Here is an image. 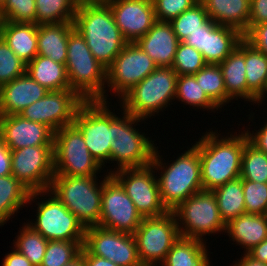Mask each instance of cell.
Returning a JSON list of instances; mask_svg holds the SVG:
<instances>
[{
  "instance_id": "11",
  "label": "cell",
  "mask_w": 267,
  "mask_h": 266,
  "mask_svg": "<svg viewBox=\"0 0 267 266\" xmlns=\"http://www.w3.org/2000/svg\"><path fill=\"white\" fill-rule=\"evenodd\" d=\"M133 235L142 266H157L158 263L160 265L180 237L177 220L172 211L160 217L143 218Z\"/></svg>"
},
{
  "instance_id": "33",
  "label": "cell",
  "mask_w": 267,
  "mask_h": 266,
  "mask_svg": "<svg viewBox=\"0 0 267 266\" xmlns=\"http://www.w3.org/2000/svg\"><path fill=\"white\" fill-rule=\"evenodd\" d=\"M225 224L246 213L243 180L239 177L212 190Z\"/></svg>"
},
{
  "instance_id": "29",
  "label": "cell",
  "mask_w": 267,
  "mask_h": 266,
  "mask_svg": "<svg viewBox=\"0 0 267 266\" xmlns=\"http://www.w3.org/2000/svg\"><path fill=\"white\" fill-rule=\"evenodd\" d=\"M44 194L45 191L30 192L13 175L0 177V226L4 225L22 206L31 204Z\"/></svg>"
},
{
  "instance_id": "2",
  "label": "cell",
  "mask_w": 267,
  "mask_h": 266,
  "mask_svg": "<svg viewBox=\"0 0 267 266\" xmlns=\"http://www.w3.org/2000/svg\"><path fill=\"white\" fill-rule=\"evenodd\" d=\"M73 24L95 59L106 69L128 43L108 4L77 7Z\"/></svg>"
},
{
  "instance_id": "47",
  "label": "cell",
  "mask_w": 267,
  "mask_h": 266,
  "mask_svg": "<svg viewBox=\"0 0 267 266\" xmlns=\"http://www.w3.org/2000/svg\"><path fill=\"white\" fill-rule=\"evenodd\" d=\"M263 22H267V0H250L248 30Z\"/></svg>"
},
{
  "instance_id": "27",
  "label": "cell",
  "mask_w": 267,
  "mask_h": 266,
  "mask_svg": "<svg viewBox=\"0 0 267 266\" xmlns=\"http://www.w3.org/2000/svg\"><path fill=\"white\" fill-rule=\"evenodd\" d=\"M37 33L38 25L35 23L4 21L0 30L3 40L26 64L38 55Z\"/></svg>"
},
{
  "instance_id": "44",
  "label": "cell",
  "mask_w": 267,
  "mask_h": 266,
  "mask_svg": "<svg viewBox=\"0 0 267 266\" xmlns=\"http://www.w3.org/2000/svg\"><path fill=\"white\" fill-rule=\"evenodd\" d=\"M243 192L246 213L266 215L267 183L243 180Z\"/></svg>"
},
{
  "instance_id": "57",
  "label": "cell",
  "mask_w": 267,
  "mask_h": 266,
  "mask_svg": "<svg viewBox=\"0 0 267 266\" xmlns=\"http://www.w3.org/2000/svg\"><path fill=\"white\" fill-rule=\"evenodd\" d=\"M3 23H4V20H3V15H2V12H1V7H0V30L3 26Z\"/></svg>"
},
{
  "instance_id": "24",
  "label": "cell",
  "mask_w": 267,
  "mask_h": 266,
  "mask_svg": "<svg viewBox=\"0 0 267 266\" xmlns=\"http://www.w3.org/2000/svg\"><path fill=\"white\" fill-rule=\"evenodd\" d=\"M202 3L213 22L243 35L248 31L250 0H204Z\"/></svg>"
},
{
  "instance_id": "34",
  "label": "cell",
  "mask_w": 267,
  "mask_h": 266,
  "mask_svg": "<svg viewBox=\"0 0 267 266\" xmlns=\"http://www.w3.org/2000/svg\"><path fill=\"white\" fill-rule=\"evenodd\" d=\"M194 76L202 90L205 91L219 109L231 102L232 99L227 95L223 73L219 65L206 64Z\"/></svg>"
},
{
  "instance_id": "1",
  "label": "cell",
  "mask_w": 267,
  "mask_h": 266,
  "mask_svg": "<svg viewBox=\"0 0 267 266\" xmlns=\"http://www.w3.org/2000/svg\"><path fill=\"white\" fill-rule=\"evenodd\" d=\"M236 134L222 138L218 132L209 131L193 144L199 151L203 190L212 191L240 177L244 131Z\"/></svg>"
},
{
  "instance_id": "59",
  "label": "cell",
  "mask_w": 267,
  "mask_h": 266,
  "mask_svg": "<svg viewBox=\"0 0 267 266\" xmlns=\"http://www.w3.org/2000/svg\"><path fill=\"white\" fill-rule=\"evenodd\" d=\"M197 2H199V3H202L204 0H196Z\"/></svg>"
},
{
  "instance_id": "46",
  "label": "cell",
  "mask_w": 267,
  "mask_h": 266,
  "mask_svg": "<svg viewBox=\"0 0 267 266\" xmlns=\"http://www.w3.org/2000/svg\"><path fill=\"white\" fill-rule=\"evenodd\" d=\"M243 38L253 47L267 55V22L251 27Z\"/></svg>"
},
{
  "instance_id": "20",
  "label": "cell",
  "mask_w": 267,
  "mask_h": 266,
  "mask_svg": "<svg viewBox=\"0 0 267 266\" xmlns=\"http://www.w3.org/2000/svg\"><path fill=\"white\" fill-rule=\"evenodd\" d=\"M0 138L11 150L54 145V132L48 126L24 119L19 114L1 115Z\"/></svg>"
},
{
  "instance_id": "41",
  "label": "cell",
  "mask_w": 267,
  "mask_h": 266,
  "mask_svg": "<svg viewBox=\"0 0 267 266\" xmlns=\"http://www.w3.org/2000/svg\"><path fill=\"white\" fill-rule=\"evenodd\" d=\"M206 64L203 55L196 48L180 42L171 68L178 75H194Z\"/></svg>"
},
{
  "instance_id": "48",
  "label": "cell",
  "mask_w": 267,
  "mask_h": 266,
  "mask_svg": "<svg viewBox=\"0 0 267 266\" xmlns=\"http://www.w3.org/2000/svg\"><path fill=\"white\" fill-rule=\"evenodd\" d=\"M248 131L249 130L245 131L248 141L257 149L267 154V122H265L264 126L258 129V131L255 130V133L254 131H252V133Z\"/></svg>"
},
{
  "instance_id": "8",
  "label": "cell",
  "mask_w": 267,
  "mask_h": 266,
  "mask_svg": "<svg viewBox=\"0 0 267 266\" xmlns=\"http://www.w3.org/2000/svg\"><path fill=\"white\" fill-rule=\"evenodd\" d=\"M172 212L177 220L180 237L206 242L202 238L204 235L226 232V224L211 190H201L189 196Z\"/></svg>"
},
{
  "instance_id": "40",
  "label": "cell",
  "mask_w": 267,
  "mask_h": 266,
  "mask_svg": "<svg viewBox=\"0 0 267 266\" xmlns=\"http://www.w3.org/2000/svg\"><path fill=\"white\" fill-rule=\"evenodd\" d=\"M84 241H48L41 266H65L76 257Z\"/></svg>"
},
{
  "instance_id": "32",
  "label": "cell",
  "mask_w": 267,
  "mask_h": 266,
  "mask_svg": "<svg viewBox=\"0 0 267 266\" xmlns=\"http://www.w3.org/2000/svg\"><path fill=\"white\" fill-rule=\"evenodd\" d=\"M206 242L179 237L161 266H211Z\"/></svg>"
},
{
  "instance_id": "10",
  "label": "cell",
  "mask_w": 267,
  "mask_h": 266,
  "mask_svg": "<svg viewBox=\"0 0 267 266\" xmlns=\"http://www.w3.org/2000/svg\"><path fill=\"white\" fill-rule=\"evenodd\" d=\"M55 175L96 176L102 166L90 154L81 131L74 125L54 133Z\"/></svg>"
},
{
  "instance_id": "43",
  "label": "cell",
  "mask_w": 267,
  "mask_h": 266,
  "mask_svg": "<svg viewBox=\"0 0 267 266\" xmlns=\"http://www.w3.org/2000/svg\"><path fill=\"white\" fill-rule=\"evenodd\" d=\"M1 12L4 21L36 24L35 0H6Z\"/></svg>"
},
{
  "instance_id": "23",
  "label": "cell",
  "mask_w": 267,
  "mask_h": 266,
  "mask_svg": "<svg viewBox=\"0 0 267 266\" xmlns=\"http://www.w3.org/2000/svg\"><path fill=\"white\" fill-rule=\"evenodd\" d=\"M242 39L243 34L238 30L219 25L210 20L205 25L203 58L207 64L219 65L238 46Z\"/></svg>"
},
{
  "instance_id": "25",
  "label": "cell",
  "mask_w": 267,
  "mask_h": 266,
  "mask_svg": "<svg viewBox=\"0 0 267 266\" xmlns=\"http://www.w3.org/2000/svg\"><path fill=\"white\" fill-rule=\"evenodd\" d=\"M225 233L247 253L267 238V217L249 213L239 215L226 224Z\"/></svg>"
},
{
  "instance_id": "58",
  "label": "cell",
  "mask_w": 267,
  "mask_h": 266,
  "mask_svg": "<svg viewBox=\"0 0 267 266\" xmlns=\"http://www.w3.org/2000/svg\"><path fill=\"white\" fill-rule=\"evenodd\" d=\"M6 0H0V7L3 6V4L5 3Z\"/></svg>"
},
{
  "instance_id": "7",
  "label": "cell",
  "mask_w": 267,
  "mask_h": 266,
  "mask_svg": "<svg viewBox=\"0 0 267 266\" xmlns=\"http://www.w3.org/2000/svg\"><path fill=\"white\" fill-rule=\"evenodd\" d=\"M108 104V100L85 101L73 122L81 131L90 154L103 167L105 162L110 163V147L116 138V113L111 112Z\"/></svg>"
},
{
  "instance_id": "26",
  "label": "cell",
  "mask_w": 267,
  "mask_h": 266,
  "mask_svg": "<svg viewBox=\"0 0 267 266\" xmlns=\"http://www.w3.org/2000/svg\"><path fill=\"white\" fill-rule=\"evenodd\" d=\"M74 29L73 22L38 25V55L65 64L67 45L70 32Z\"/></svg>"
},
{
  "instance_id": "49",
  "label": "cell",
  "mask_w": 267,
  "mask_h": 266,
  "mask_svg": "<svg viewBox=\"0 0 267 266\" xmlns=\"http://www.w3.org/2000/svg\"><path fill=\"white\" fill-rule=\"evenodd\" d=\"M12 175L11 149L0 138V177Z\"/></svg>"
},
{
  "instance_id": "15",
  "label": "cell",
  "mask_w": 267,
  "mask_h": 266,
  "mask_svg": "<svg viewBox=\"0 0 267 266\" xmlns=\"http://www.w3.org/2000/svg\"><path fill=\"white\" fill-rule=\"evenodd\" d=\"M143 217L135 208L121 184L108 172L104 177L101 216V227L134 234Z\"/></svg>"
},
{
  "instance_id": "51",
  "label": "cell",
  "mask_w": 267,
  "mask_h": 266,
  "mask_svg": "<svg viewBox=\"0 0 267 266\" xmlns=\"http://www.w3.org/2000/svg\"><path fill=\"white\" fill-rule=\"evenodd\" d=\"M204 40L205 25L202 27V30H197L193 33H190L189 36L183 42L196 48L202 54L204 52Z\"/></svg>"
},
{
  "instance_id": "6",
  "label": "cell",
  "mask_w": 267,
  "mask_h": 266,
  "mask_svg": "<svg viewBox=\"0 0 267 266\" xmlns=\"http://www.w3.org/2000/svg\"><path fill=\"white\" fill-rule=\"evenodd\" d=\"M178 74L171 67H157L120 99L124 111L146 120L175 100Z\"/></svg>"
},
{
  "instance_id": "9",
  "label": "cell",
  "mask_w": 267,
  "mask_h": 266,
  "mask_svg": "<svg viewBox=\"0 0 267 266\" xmlns=\"http://www.w3.org/2000/svg\"><path fill=\"white\" fill-rule=\"evenodd\" d=\"M122 111V118L116 115V138L111 143L110 161H117V170L151 165L156 150L154 141L135 128L144 119Z\"/></svg>"
},
{
  "instance_id": "19",
  "label": "cell",
  "mask_w": 267,
  "mask_h": 266,
  "mask_svg": "<svg viewBox=\"0 0 267 266\" xmlns=\"http://www.w3.org/2000/svg\"><path fill=\"white\" fill-rule=\"evenodd\" d=\"M107 4L127 42H136L157 21L152 0H110Z\"/></svg>"
},
{
  "instance_id": "17",
  "label": "cell",
  "mask_w": 267,
  "mask_h": 266,
  "mask_svg": "<svg viewBox=\"0 0 267 266\" xmlns=\"http://www.w3.org/2000/svg\"><path fill=\"white\" fill-rule=\"evenodd\" d=\"M157 67L136 42H128L106 70L107 87L121 99Z\"/></svg>"
},
{
  "instance_id": "4",
  "label": "cell",
  "mask_w": 267,
  "mask_h": 266,
  "mask_svg": "<svg viewBox=\"0 0 267 266\" xmlns=\"http://www.w3.org/2000/svg\"><path fill=\"white\" fill-rule=\"evenodd\" d=\"M66 72L70 89L85 101L106 102V68L93 56L84 37L73 29L68 38Z\"/></svg>"
},
{
  "instance_id": "13",
  "label": "cell",
  "mask_w": 267,
  "mask_h": 266,
  "mask_svg": "<svg viewBox=\"0 0 267 266\" xmlns=\"http://www.w3.org/2000/svg\"><path fill=\"white\" fill-rule=\"evenodd\" d=\"M43 201L36 203V221L27 223L48 241H84L86 228L49 190Z\"/></svg>"
},
{
  "instance_id": "35",
  "label": "cell",
  "mask_w": 267,
  "mask_h": 266,
  "mask_svg": "<svg viewBox=\"0 0 267 266\" xmlns=\"http://www.w3.org/2000/svg\"><path fill=\"white\" fill-rule=\"evenodd\" d=\"M242 180L267 183V154L252 145L244 132V150L241 158Z\"/></svg>"
},
{
  "instance_id": "5",
  "label": "cell",
  "mask_w": 267,
  "mask_h": 266,
  "mask_svg": "<svg viewBox=\"0 0 267 266\" xmlns=\"http://www.w3.org/2000/svg\"><path fill=\"white\" fill-rule=\"evenodd\" d=\"M97 177L54 175L49 187L85 228L97 226L100 221L104 179L99 185Z\"/></svg>"
},
{
  "instance_id": "16",
  "label": "cell",
  "mask_w": 267,
  "mask_h": 266,
  "mask_svg": "<svg viewBox=\"0 0 267 266\" xmlns=\"http://www.w3.org/2000/svg\"><path fill=\"white\" fill-rule=\"evenodd\" d=\"M85 100L73 89L49 91L43 98L23 109L24 119L48 126L54 133L72 125Z\"/></svg>"
},
{
  "instance_id": "45",
  "label": "cell",
  "mask_w": 267,
  "mask_h": 266,
  "mask_svg": "<svg viewBox=\"0 0 267 266\" xmlns=\"http://www.w3.org/2000/svg\"><path fill=\"white\" fill-rule=\"evenodd\" d=\"M152 3L156 20L170 22L198 2L196 0H152Z\"/></svg>"
},
{
  "instance_id": "30",
  "label": "cell",
  "mask_w": 267,
  "mask_h": 266,
  "mask_svg": "<svg viewBox=\"0 0 267 266\" xmlns=\"http://www.w3.org/2000/svg\"><path fill=\"white\" fill-rule=\"evenodd\" d=\"M227 95L233 100H247V80L245 71V39L219 64Z\"/></svg>"
},
{
  "instance_id": "18",
  "label": "cell",
  "mask_w": 267,
  "mask_h": 266,
  "mask_svg": "<svg viewBox=\"0 0 267 266\" xmlns=\"http://www.w3.org/2000/svg\"><path fill=\"white\" fill-rule=\"evenodd\" d=\"M82 248L90 255L108 259L119 266H142L133 234L98 225L87 227Z\"/></svg>"
},
{
  "instance_id": "53",
  "label": "cell",
  "mask_w": 267,
  "mask_h": 266,
  "mask_svg": "<svg viewBox=\"0 0 267 266\" xmlns=\"http://www.w3.org/2000/svg\"><path fill=\"white\" fill-rule=\"evenodd\" d=\"M85 266H119L112 261L95 255H90L84 250Z\"/></svg>"
},
{
  "instance_id": "42",
  "label": "cell",
  "mask_w": 267,
  "mask_h": 266,
  "mask_svg": "<svg viewBox=\"0 0 267 266\" xmlns=\"http://www.w3.org/2000/svg\"><path fill=\"white\" fill-rule=\"evenodd\" d=\"M26 73L24 63L0 36V87Z\"/></svg>"
},
{
  "instance_id": "56",
  "label": "cell",
  "mask_w": 267,
  "mask_h": 266,
  "mask_svg": "<svg viewBox=\"0 0 267 266\" xmlns=\"http://www.w3.org/2000/svg\"><path fill=\"white\" fill-rule=\"evenodd\" d=\"M65 266H85L84 249L82 248L80 253Z\"/></svg>"
},
{
  "instance_id": "39",
  "label": "cell",
  "mask_w": 267,
  "mask_h": 266,
  "mask_svg": "<svg viewBox=\"0 0 267 266\" xmlns=\"http://www.w3.org/2000/svg\"><path fill=\"white\" fill-rule=\"evenodd\" d=\"M210 20L204 4L198 2L192 8L172 19L170 24L179 41L183 42L190 33L202 30V27Z\"/></svg>"
},
{
  "instance_id": "21",
  "label": "cell",
  "mask_w": 267,
  "mask_h": 266,
  "mask_svg": "<svg viewBox=\"0 0 267 266\" xmlns=\"http://www.w3.org/2000/svg\"><path fill=\"white\" fill-rule=\"evenodd\" d=\"M48 92L49 90L25 73L0 87L1 115L19 114Z\"/></svg>"
},
{
  "instance_id": "50",
  "label": "cell",
  "mask_w": 267,
  "mask_h": 266,
  "mask_svg": "<svg viewBox=\"0 0 267 266\" xmlns=\"http://www.w3.org/2000/svg\"><path fill=\"white\" fill-rule=\"evenodd\" d=\"M10 253H7L3 259L2 266H33L31 262L15 248H12Z\"/></svg>"
},
{
  "instance_id": "31",
  "label": "cell",
  "mask_w": 267,
  "mask_h": 266,
  "mask_svg": "<svg viewBox=\"0 0 267 266\" xmlns=\"http://www.w3.org/2000/svg\"><path fill=\"white\" fill-rule=\"evenodd\" d=\"M26 73L49 91L70 89L65 64L37 55L26 64Z\"/></svg>"
},
{
  "instance_id": "38",
  "label": "cell",
  "mask_w": 267,
  "mask_h": 266,
  "mask_svg": "<svg viewBox=\"0 0 267 266\" xmlns=\"http://www.w3.org/2000/svg\"><path fill=\"white\" fill-rule=\"evenodd\" d=\"M175 98L186 105L203 108L202 110L213 111L219 108L202 90L194 75H178Z\"/></svg>"
},
{
  "instance_id": "12",
  "label": "cell",
  "mask_w": 267,
  "mask_h": 266,
  "mask_svg": "<svg viewBox=\"0 0 267 266\" xmlns=\"http://www.w3.org/2000/svg\"><path fill=\"white\" fill-rule=\"evenodd\" d=\"M123 187L143 218L160 217L168 210L162 204L158 177L152 165L109 172Z\"/></svg>"
},
{
  "instance_id": "54",
  "label": "cell",
  "mask_w": 267,
  "mask_h": 266,
  "mask_svg": "<svg viewBox=\"0 0 267 266\" xmlns=\"http://www.w3.org/2000/svg\"><path fill=\"white\" fill-rule=\"evenodd\" d=\"M233 266H267V264L254 259L245 252L240 260H238L237 262L235 261V264Z\"/></svg>"
},
{
  "instance_id": "3",
  "label": "cell",
  "mask_w": 267,
  "mask_h": 266,
  "mask_svg": "<svg viewBox=\"0 0 267 266\" xmlns=\"http://www.w3.org/2000/svg\"><path fill=\"white\" fill-rule=\"evenodd\" d=\"M157 148L151 165L154 170L161 171L157 179L162 204L168 211H173L189 196L203 190L199 151L192 145L175 161L166 165Z\"/></svg>"
},
{
  "instance_id": "52",
  "label": "cell",
  "mask_w": 267,
  "mask_h": 266,
  "mask_svg": "<svg viewBox=\"0 0 267 266\" xmlns=\"http://www.w3.org/2000/svg\"><path fill=\"white\" fill-rule=\"evenodd\" d=\"M254 259L267 264V238L247 252Z\"/></svg>"
},
{
  "instance_id": "55",
  "label": "cell",
  "mask_w": 267,
  "mask_h": 266,
  "mask_svg": "<svg viewBox=\"0 0 267 266\" xmlns=\"http://www.w3.org/2000/svg\"><path fill=\"white\" fill-rule=\"evenodd\" d=\"M110 0H72L76 7L107 4Z\"/></svg>"
},
{
  "instance_id": "22",
  "label": "cell",
  "mask_w": 267,
  "mask_h": 266,
  "mask_svg": "<svg viewBox=\"0 0 267 266\" xmlns=\"http://www.w3.org/2000/svg\"><path fill=\"white\" fill-rule=\"evenodd\" d=\"M136 43L158 67H171L180 41L170 22L157 20Z\"/></svg>"
},
{
  "instance_id": "36",
  "label": "cell",
  "mask_w": 267,
  "mask_h": 266,
  "mask_svg": "<svg viewBox=\"0 0 267 266\" xmlns=\"http://www.w3.org/2000/svg\"><path fill=\"white\" fill-rule=\"evenodd\" d=\"M36 24L73 22L77 7L72 0H35Z\"/></svg>"
},
{
  "instance_id": "28",
  "label": "cell",
  "mask_w": 267,
  "mask_h": 266,
  "mask_svg": "<svg viewBox=\"0 0 267 266\" xmlns=\"http://www.w3.org/2000/svg\"><path fill=\"white\" fill-rule=\"evenodd\" d=\"M245 71L247 99L249 102L264 101L267 93V55L245 40Z\"/></svg>"
},
{
  "instance_id": "37",
  "label": "cell",
  "mask_w": 267,
  "mask_h": 266,
  "mask_svg": "<svg viewBox=\"0 0 267 266\" xmlns=\"http://www.w3.org/2000/svg\"><path fill=\"white\" fill-rule=\"evenodd\" d=\"M14 248L23 254L33 266H41L48 240L27 223L20 229Z\"/></svg>"
},
{
  "instance_id": "14",
  "label": "cell",
  "mask_w": 267,
  "mask_h": 266,
  "mask_svg": "<svg viewBox=\"0 0 267 266\" xmlns=\"http://www.w3.org/2000/svg\"><path fill=\"white\" fill-rule=\"evenodd\" d=\"M12 175L30 192L49 190L54 168V145L11 150Z\"/></svg>"
}]
</instances>
